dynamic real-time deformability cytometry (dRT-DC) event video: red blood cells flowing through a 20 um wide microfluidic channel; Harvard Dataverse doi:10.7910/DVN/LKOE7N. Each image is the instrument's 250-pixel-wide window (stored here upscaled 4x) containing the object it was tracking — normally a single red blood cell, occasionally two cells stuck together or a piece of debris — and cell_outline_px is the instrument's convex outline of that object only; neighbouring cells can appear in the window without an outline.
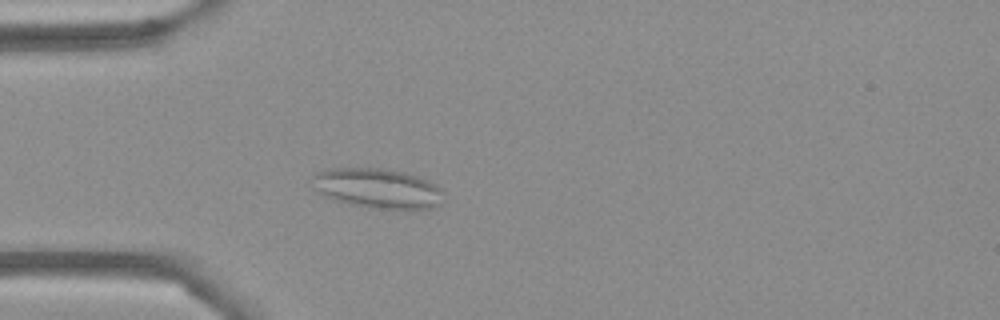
{"species": "Egyptian fruit bat (a non-hibernating species)", "species_latin": "Rousettus aegyptiacus", "temperature_condition": "cold", "stored_images_in_passage": 55, "segment_of_instrument_passage": [1, 2], "camera_frame_rate_fps": 3000, "um_per_image_px": 0.085, "frame": {"image": 1, "passage_image": 16, "time_ms": 5.0, "image_size_px": [1000, 320], "cell_outline_px": [[444, 192], [440, 204], [432, 208], [372, 208], [348, 204], [324, 196], [312, 188], [312, 176], [316, 172], [332, 168], [384, 168], [404, 172], [428, 180], [444, 188]], "centroid_in_image_um": [32.08, 15.99], "position_along_channel_um": 52.9, "area_um2": 30.69}}